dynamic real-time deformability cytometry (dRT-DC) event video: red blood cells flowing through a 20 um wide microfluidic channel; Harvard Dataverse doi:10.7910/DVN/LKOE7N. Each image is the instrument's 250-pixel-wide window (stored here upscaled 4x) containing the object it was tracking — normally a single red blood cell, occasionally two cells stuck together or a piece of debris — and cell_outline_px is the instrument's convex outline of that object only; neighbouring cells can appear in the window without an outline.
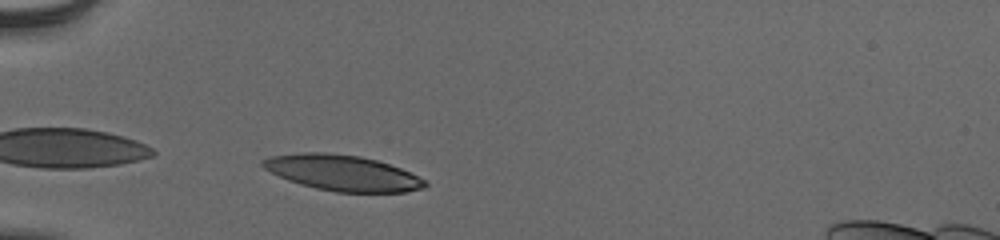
{"species": "human", "species_latin": "Homo sapiens", "temperature_condition": "cold", "stored_images_in_passage": 37, "camera_frame_rate_fps": 3000, "um_per_image_px": 0.085, "donor": {"sex": "male"}, "frame": {"image": 1, "passage_image": 1, "time_ms": 0.0, "image_size_px": [1000, 240], "cell_outline_px": [[428, 184], [424, 188], [404, 192], [336, 192], [316, 188], [300, 184], [288, 180], [264, 168], [260, 164], [260, 160], [272, 156], [304, 152], [324, 152], [360, 156], [376, 160], [400, 168], [424, 180]], "centroid_in_image_um": [29.08, 14.69], "position_along_channel_um": 55.9, "area_um2": 33.41}}
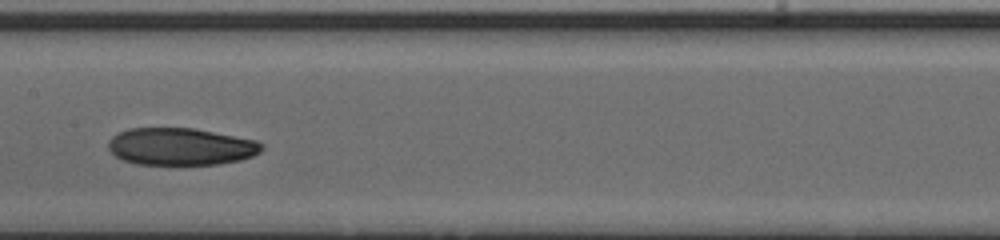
{"frame": {"image": 2, "passage_image": 13, "time_ms": 4.0, "image_size_px": [1000, 240], "cell_outline_px": [[264, 148], [260, 152], [252, 156], [240, 160], [216, 164], [136, 164], [124, 160], [116, 156], [108, 148], [108, 140], [112, 136], [128, 128], [196, 128], [256, 140], [264, 144]], "centroid_in_image_um": [15.38, 12.45], "position_along_channel_um": 192.0, "area_um2": 33.35}}
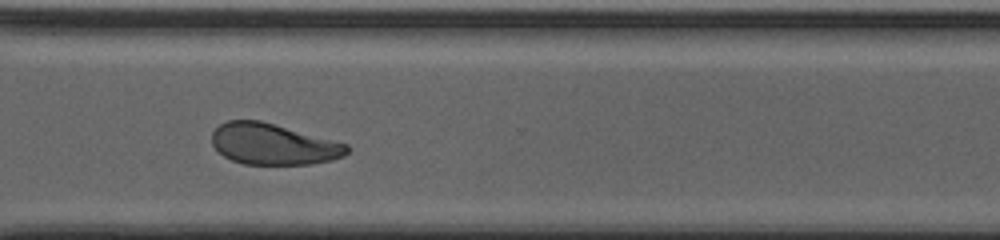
{"frame": {"image": 3, "passage_image": 25, "time_ms": 8.0, "image_size_px": [1000, 240], "cell_outline_px": [[348, 152], [344, 156], [332, 160], [312, 164], [244, 164], [232, 160], [224, 156], [212, 144], [212, 132], [220, 124], [228, 120], [260, 120], [348, 144]], "centroid_in_image_um": [23.22, 12.25], "position_along_channel_um": 347.4, "area_um2": 32.19}, "authors_computed_cell_mechanics": {"area_um2": 33.9864, "velocity_mm_per_s": 3.8809, "shape_relaxation_time_tau1_ms": 3.6847, "shape_relaxation_time_tau2_ms": 4.4755, "deformation_change_tau1": 0.1393, "deformation_change_tau2": 0.1031}}